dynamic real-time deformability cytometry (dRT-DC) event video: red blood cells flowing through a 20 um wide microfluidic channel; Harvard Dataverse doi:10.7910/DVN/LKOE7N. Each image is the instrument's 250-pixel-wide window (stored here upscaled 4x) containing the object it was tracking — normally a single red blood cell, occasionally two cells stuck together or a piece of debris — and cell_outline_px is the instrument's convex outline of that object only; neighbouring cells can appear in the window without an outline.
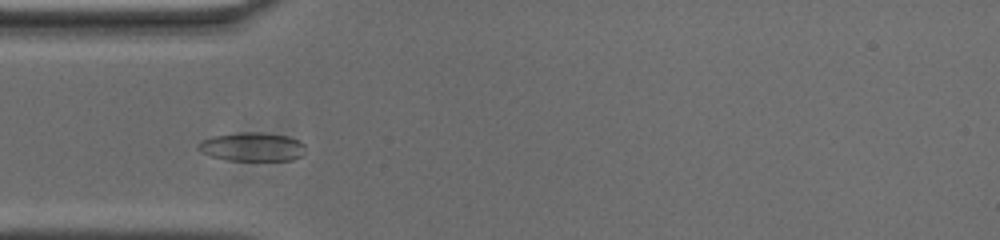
{"species": "common noctule bat (a hibernating species)", "species_latin": "Nyctalus noctula", "temperature_condition": "cold", "stored_images_in_passage": 49, "camera_frame_rate_fps": 3000, "um_per_image_px": 0.085, "animal": {"sex": "male", "body_mass_g": 20.0, "forearm_length_mm": 53.3}, "frame": {"image": 1, "passage_image": 10, "time_ms": 3.0, "image_size_px": [1000, 240], "cell_outline_px": [[304, 152], [300, 156], [292, 160], [228, 160], [212, 156], [200, 152], [196, 148], [196, 144], [200, 140], [212, 136], [236, 132], [260, 132], [288, 136], [300, 140], [304, 144]], "centroid_in_image_um": [21.39, 12.46], "position_along_channel_um": 63.6, "area_um2": 18.15}}
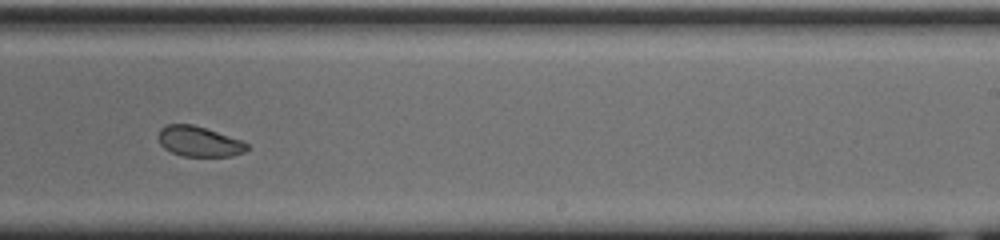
{"frame": {"image": 2, "passage_image": 27, "time_ms": 8.667, "image_size_px": [1000, 240], "cell_outline_px": [[248, 148], [244, 152], [232, 156], [184, 156], [172, 152], [164, 148], [160, 144], [156, 136], [160, 128], [164, 124], [192, 124], [244, 140], [248, 144]], "centroid_in_image_um": [16.9, 12.01], "position_along_channel_um": 272.1, "area_um2": 15.84}}
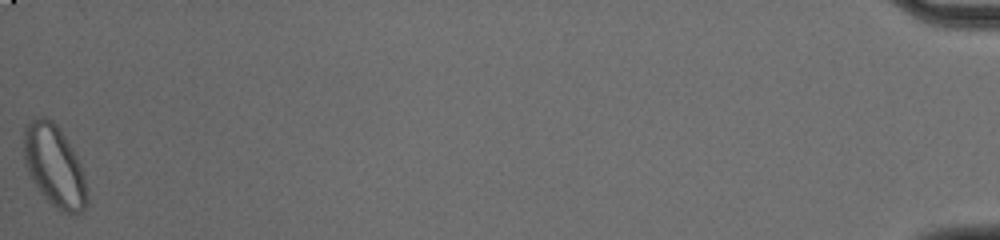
{"frame": {"image": 3, "passage_image": 49, "time_ms": 16.0, "image_size_px": [1000, 240], "cell_outline_px": [[88, 204], [80, 212], [60, 212], [36, 188], [28, 172], [24, 160], [24, 124], [36, 116], [44, 116], [52, 120], [56, 124], [72, 148], [80, 164], [84, 176], [88, 196]], "centroid_in_image_um": [4.6, 14.08], "position_along_channel_um": 430.6, "area_um2": 30.06}, "authors_computed_cell_mechanics": {"area_um2": 17.2244, "velocity_mm_per_s": 3.6755, "shape_relaxation_time_tau1_ms": 3.0001, "shape_relaxation_time_tau2_ms": 2.6392, "deformation_change_tau1": 0.0621, "deformation_change_tau2": 0.0667}}